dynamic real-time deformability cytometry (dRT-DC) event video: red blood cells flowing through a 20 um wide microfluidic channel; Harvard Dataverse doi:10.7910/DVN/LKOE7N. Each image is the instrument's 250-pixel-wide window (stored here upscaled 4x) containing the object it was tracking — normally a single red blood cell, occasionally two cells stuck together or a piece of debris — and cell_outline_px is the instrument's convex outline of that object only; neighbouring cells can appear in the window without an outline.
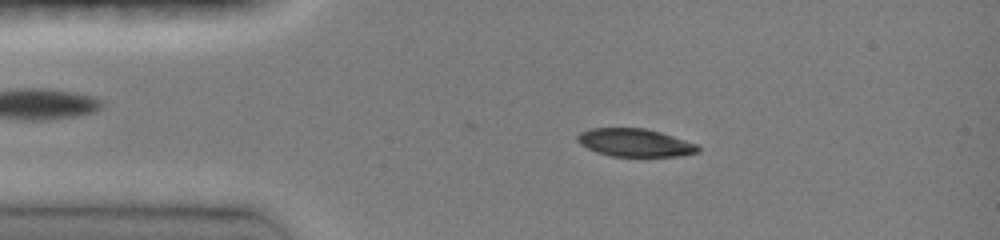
{"species": "common noctule bat (a hibernating species)", "species_latin": "Nyctalus noctula", "temperature_condition": "room temperature", "stored_images_in_passage": 40, "camera_frame_rate_fps": 3000, "um_per_image_px": 0.085, "animal": {"sex": "female", "body_mass_g": 19.0, "forearm_length_mm": 51.5}, "frame": {"image": 1, "passage_image": 8, "time_ms": 2.333, "image_size_px": [1000, 240], "cell_outline_px": [[700, 152], [684, 156], [612, 156], [596, 152], [580, 144], [576, 140], [576, 136], [580, 132], [588, 128], [644, 128], [660, 132], [696, 144], [700, 148]], "centroid_in_image_um": [53.95, 12.13], "position_along_channel_um": 31.0, "area_um2": 19.65}}
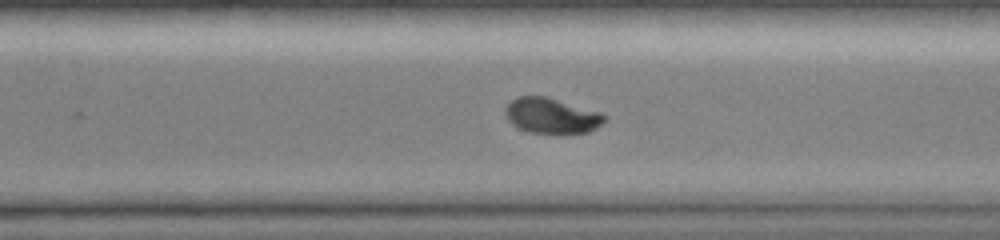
{"frame": {"image": 2, "passage_image": 32, "time_ms": 10.333, "image_size_px": [1000, 240], "cell_outline_px": [[608, 120], [596, 128], [588, 132], [532, 132], [520, 128], [512, 124], [508, 120], [504, 112], [504, 108], [512, 100], [520, 96], [544, 96], [600, 112], [608, 116]], "centroid_in_image_um": [46.9, 9.82], "position_along_channel_um": 323.7, "area_um2": 20.11}}
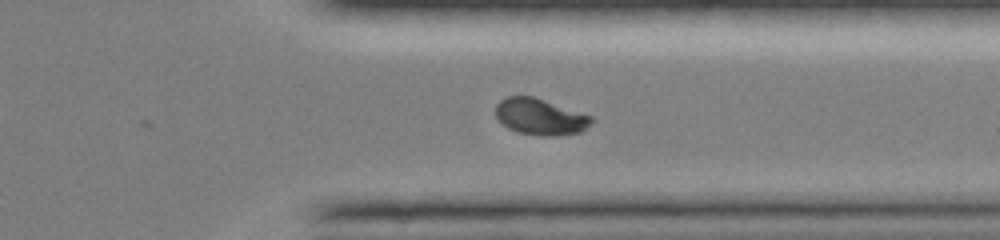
{"frame": {"image": 3, "passage_image": 35, "time_ms": 11.333, "image_size_px": [1000, 240], "cell_outline_px": [[592, 120], [580, 132], [556, 136], [540, 136], [516, 132], [508, 128], [496, 116], [496, 104], [500, 100], [508, 96], [532, 96], [592, 116]], "centroid_in_image_um": [45.88, 9.93], "position_along_channel_um": 365.5, "area_um2": 20.0}, "authors_computed_cell_mechanics": {"area_um2": 21.4727, "velocity_mm_per_s": 4.1057, "shape_relaxation_time_tau1_ms": 3.4468, "shape_relaxation_time_tau2_ms": 2.2064, "deformation_change_tau1": 0.1596, "deformation_change_tau2": 0.0393}}